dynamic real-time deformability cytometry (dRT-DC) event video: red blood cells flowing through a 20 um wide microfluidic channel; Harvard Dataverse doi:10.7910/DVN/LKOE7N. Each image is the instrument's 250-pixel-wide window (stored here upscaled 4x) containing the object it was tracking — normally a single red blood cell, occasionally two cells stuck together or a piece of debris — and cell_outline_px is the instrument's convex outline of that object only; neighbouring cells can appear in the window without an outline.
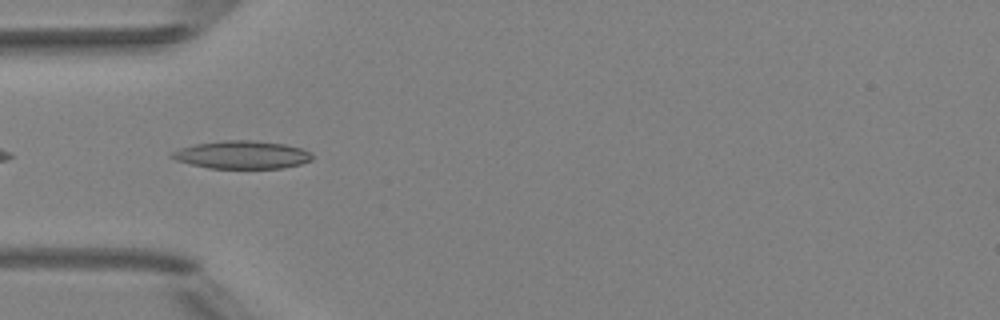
{"species": "Egyptian fruit bat (a non-hibernating species)", "species_latin": "Rousettus aegyptiacus", "temperature_condition": "room temperature", "stored_images_in_passage": 7, "camera_frame_rate_fps": 3000, "um_per_image_px": 0.085, "animal": {"sex": "female"}, "frame": {"image": 1, "passage_image": 4, "time_ms": 4.333, "image_size_px": [1000, 320], "cell_outline_px": [[312, 160], [300, 164], [284, 168], [208, 168], [176, 160], [168, 156], [172, 152], [180, 148], [196, 144], [224, 140], [248, 140], [284, 144], [300, 148], [312, 152]], "centroid_in_image_um": [20.58, 13.16], "position_along_channel_um": 64.4, "area_um2": 22.72}}
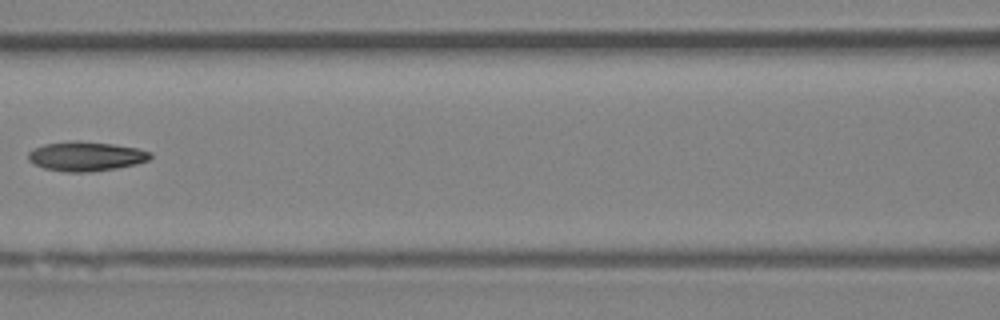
{"frame": {"image": 2, "passage_image": 6, "time_ms": 6.667, "image_size_px": [1000, 320], "cell_outline_px": [[152, 156], [148, 160], [136, 164], [116, 168], [92, 172], [64, 172], [44, 168], [28, 160], [28, 152], [44, 144], [76, 140], [80, 140], [112, 144], [136, 148], [152, 152]], "centroid_in_image_um": [7.31, 13.28], "position_along_channel_um": 159.3, "area_um2": 20.92}}
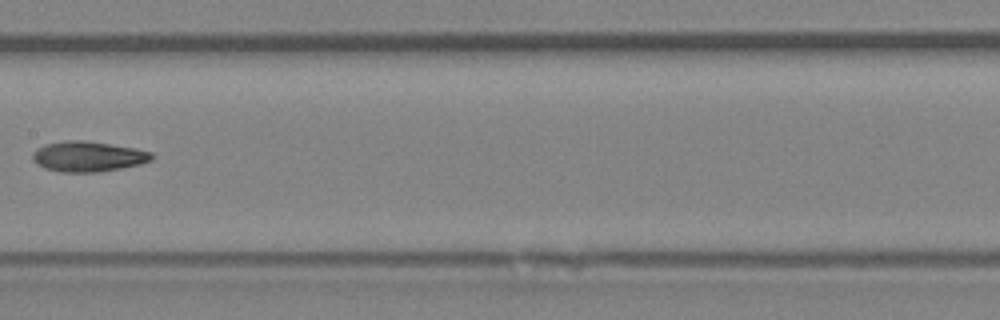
{"frame": {"image": 3, "passage_image": 7, "time_ms": 7.667, "image_size_px": [1000, 320], "cell_outline_px": [[152, 160], [140, 164], [120, 168], [96, 172], [60, 172], [44, 168], [36, 164], [32, 160], [32, 156], [36, 148], [44, 144], [68, 140], [84, 140], [132, 148], [152, 152]], "centroid_in_image_um": [7.42, 13.3], "position_along_channel_um": 200.0, "area_um2": 20.92}}